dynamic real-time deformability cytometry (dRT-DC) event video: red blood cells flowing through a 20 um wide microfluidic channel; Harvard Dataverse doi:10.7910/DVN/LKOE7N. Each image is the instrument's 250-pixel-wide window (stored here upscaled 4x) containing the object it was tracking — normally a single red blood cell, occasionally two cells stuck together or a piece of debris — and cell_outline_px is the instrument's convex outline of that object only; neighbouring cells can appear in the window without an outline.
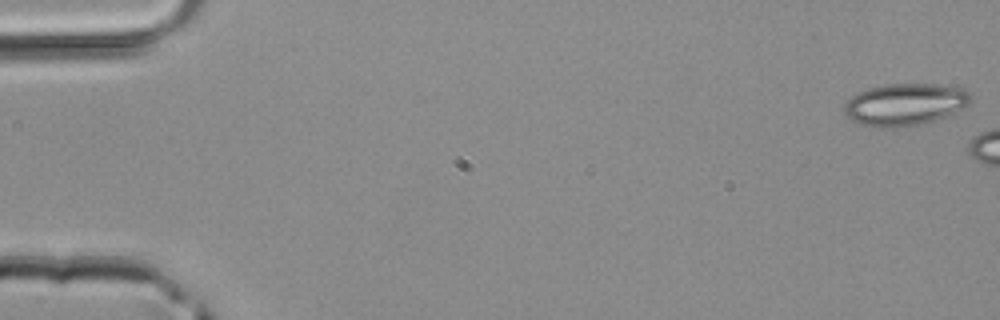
{"species": "common noctule bat (a hibernating species)", "species_latin": "Nyctalus noctula", "temperature_condition": "room temperature", "stored_images_in_passage": 2, "camera_frame_rate_fps": 3000, "um_per_image_px": 0.085, "animal": {"sex": "male", "body_mass_g": 20.4}, "frame": {"image": 1, "passage_image": 1, "time_ms": 0.0, "image_size_px": [1000, 320], "cell_outline_px": [[972, 100], [968, 104], [944, 116], [924, 124], [892, 128], [884, 128], [860, 124], [844, 116], [844, 104], [852, 96], [868, 88], [884, 84], [936, 84], [964, 88], [972, 96]], "centroid_in_image_um": [76.89, 8.87], "position_along_channel_um": 8.1, "area_um2": 30.98}}